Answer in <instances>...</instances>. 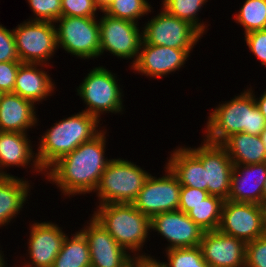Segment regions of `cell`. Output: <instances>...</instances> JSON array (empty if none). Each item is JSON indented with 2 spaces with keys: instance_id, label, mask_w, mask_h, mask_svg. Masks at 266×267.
I'll list each match as a JSON object with an SVG mask.
<instances>
[{
  "instance_id": "cell-1",
  "label": "cell",
  "mask_w": 266,
  "mask_h": 267,
  "mask_svg": "<svg viewBox=\"0 0 266 267\" xmlns=\"http://www.w3.org/2000/svg\"><path fill=\"white\" fill-rule=\"evenodd\" d=\"M92 140L79 145L60 158L46 172L45 178L67 198L92 194L111 158L106 155V129Z\"/></svg>"
},
{
  "instance_id": "cell-2",
  "label": "cell",
  "mask_w": 266,
  "mask_h": 267,
  "mask_svg": "<svg viewBox=\"0 0 266 267\" xmlns=\"http://www.w3.org/2000/svg\"><path fill=\"white\" fill-rule=\"evenodd\" d=\"M207 116L204 139L221 144L235 133L245 132L261 135L266 128L265 117L261 114L254 100V94L247 88L230 101H222Z\"/></svg>"
},
{
  "instance_id": "cell-3",
  "label": "cell",
  "mask_w": 266,
  "mask_h": 267,
  "mask_svg": "<svg viewBox=\"0 0 266 267\" xmlns=\"http://www.w3.org/2000/svg\"><path fill=\"white\" fill-rule=\"evenodd\" d=\"M100 125L96 117L83 111L53 123L39 138L36 150L37 160L44 172L79 145L97 136L103 129Z\"/></svg>"
},
{
  "instance_id": "cell-4",
  "label": "cell",
  "mask_w": 266,
  "mask_h": 267,
  "mask_svg": "<svg viewBox=\"0 0 266 267\" xmlns=\"http://www.w3.org/2000/svg\"><path fill=\"white\" fill-rule=\"evenodd\" d=\"M95 206L96 211L91 216L120 246L130 254L133 253L136 259H155V256L146 255L142 251L149 240L147 238L151 237L150 217L141 213L133 204L106 203Z\"/></svg>"
},
{
  "instance_id": "cell-5",
  "label": "cell",
  "mask_w": 266,
  "mask_h": 267,
  "mask_svg": "<svg viewBox=\"0 0 266 267\" xmlns=\"http://www.w3.org/2000/svg\"><path fill=\"white\" fill-rule=\"evenodd\" d=\"M145 168L131 160L112 158L101 175L94 191L98 204L126 203L132 204L150 175Z\"/></svg>"
},
{
  "instance_id": "cell-6",
  "label": "cell",
  "mask_w": 266,
  "mask_h": 267,
  "mask_svg": "<svg viewBox=\"0 0 266 267\" xmlns=\"http://www.w3.org/2000/svg\"><path fill=\"white\" fill-rule=\"evenodd\" d=\"M118 81L120 80L117 79L116 74L106 67L96 66L91 69L76 88L77 95L86 105L85 110L82 111L96 117L99 121H102L101 115L106 113L123 114L124 91Z\"/></svg>"
},
{
  "instance_id": "cell-7",
  "label": "cell",
  "mask_w": 266,
  "mask_h": 267,
  "mask_svg": "<svg viewBox=\"0 0 266 267\" xmlns=\"http://www.w3.org/2000/svg\"><path fill=\"white\" fill-rule=\"evenodd\" d=\"M57 47L78 59L100 56V28L98 18L60 17L55 22ZM57 24V25H56Z\"/></svg>"
},
{
  "instance_id": "cell-8",
  "label": "cell",
  "mask_w": 266,
  "mask_h": 267,
  "mask_svg": "<svg viewBox=\"0 0 266 267\" xmlns=\"http://www.w3.org/2000/svg\"><path fill=\"white\" fill-rule=\"evenodd\" d=\"M13 34L21 63L50 66L58 50L54 22L25 20L13 29Z\"/></svg>"
},
{
  "instance_id": "cell-9",
  "label": "cell",
  "mask_w": 266,
  "mask_h": 267,
  "mask_svg": "<svg viewBox=\"0 0 266 267\" xmlns=\"http://www.w3.org/2000/svg\"><path fill=\"white\" fill-rule=\"evenodd\" d=\"M142 26L143 42L150 45L193 50L203 37L191 23L169 14L163 8Z\"/></svg>"
},
{
  "instance_id": "cell-10",
  "label": "cell",
  "mask_w": 266,
  "mask_h": 267,
  "mask_svg": "<svg viewBox=\"0 0 266 267\" xmlns=\"http://www.w3.org/2000/svg\"><path fill=\"white\" fill-rule=\"evenodd\" d=\"M98 19L100 28V57L105 52L118 59H131V66L136 62L143 43V30L139 24L114 18L102 11ZM141 30V31H140Z\"/></svg>"
},
{
  "instance_id": "cell-11",
  "label": "cell",
  "mask_w": 266,
  "mask_h": 267,
  "mask_svg": "<svg viewBox=\"0 0 266 267\" xmlns=\"http://www.w3.org/2000/svg\"><path fill=\"white\" fill-rule=\"evenodd\" d=\"M196 148H186L202 163L206 176V191L228 200L231 185V175L234 164L226 149L221 144L208 142L203 138Z\"/></svg>"
},
{
  "instance_id": "cell-12",
  "label": "cell",
  "mask_w": 266,
  "mask_h": 267,
  "mask_svg": "<svg viewBox=\"0 0 266 267\" xmlns=\"http://www.w3.org/2000/svg\"><path fill=\"white\" fill-rule=\"evenodd\" d=\"M164 168L165 174L162 177L152 176V174L148 176L132 203L141 213L150 218L179 208L181 184L166 165Z\"/></svg>"
},
{
  "instance_id": "cell-13",
  "label": "cell",
  "mask_w": 266,
  "mask_h": 267,
  "mask_svg": "<svg viewBox=\"0 0 266 267\" xmlns=\"http://www.w3.org/2000/svg\"><path fill=\"white\" fill-rule=\"evenodd\" d=\"M218 230L245 243L265 235L260 204L225 200Z\"/></svg>"
},
{
  "instance_id": "cell-14",
  "label": "cell",
  "mask_w": 266,
  "mask_h": 267,
  "mask_svg": "<svg viewBox=\"0 0 266 267\" xmlns=\"http://www.w3.org/2000/svg\"><path fill=\"white\" fill-rule=\"evenodd\" d=\"M29 238L27 239V258L20 266L12 267H52L55 258L60 252L67 235L62 227L52 221L35 222L30 224ZM66 233V234H65Z\"/></svg>"
},
{
  "instance_id": "cell-15",
  "label": "cell",
  "mask_w": 266,
  "mask_h": 267,
  "mask_svg": "<svg viewBox=\"0 0 266 267\" xmlns=\"http://www.w3.org/2000/svg\"><path fill=\"white\" fill-rule=\"evenodd\" d=\"M88 224V225H87ZM87 239L91 267H133L136 258L101 226L92 216L80 229Z\"/></svg>"
},
{
  "instance_id": "cell-16",
  "label": "cell",
  "mask_w": 266,
  "mask_h": 267,
  "mask_svg": "<svg viewBox=\"0 0 266 267\" xmlns=\"http://www.w3.org/2000/svg\"><path fill=\"white\" fill-rule=\"evenodd\" d=\"M151 232H157L168 244L164 250L200 245L205 231L180 210L159 213L150 218Z\"/></svg>"
},
{
  "instance_id": "cell-17",
  "label": "cell",
  "mask_w": 266,
  "mask_h": 267,
  "mask_svg": "<svg viewBox=\"0 0 266 267\" xmlns=\"http://www.w3.org/2000/svg\"><path fill=\"white\" fill-rule=\"evenodd\" d=\"M193 50L170 48L166 46L142 43L136 62L130 66L147 78L162 79L171 73L179 71L188 60Z\"/></svg>"
},
{
  "instance_id": "cell-18",
  "label": "cell",
  "mask_w": 266,
  "mask_h": 267,
  "mask_svg": "<svg viewBox=\"0 0 266 267\" xmlns=\"http://www.w3.org/2000/svg\"><path fill=\"white\" fill-rule=\"evenodd\" d=\"M209 267H245L246 243L221 231H205L199 245Z\"/></svg>"
},
{
  "instance_id": "cell-19",
  "label": "cell",
  "mask_w": 266,
  "mask_h": 267,
  "mask_svg": "<svg viewBox=\"0 0 266 267\" xmlns=\"http://www.w3.org/2000/svg\"><path fill=\"white\" fill-rule=\"evenodd\" d=\"M28 134L0 131V169L5 176H12V174L7 173V167V169L14 166L30 169L31 166L33 173L38 175L41 173L45 177V172L39 165Z\"/></svg>"
},
{
  "instance_id": "cell-20",
  "label": "cell",
  "mask_w": 266,
  "mask_h": 267,
  "mask_svg": "<svg viewBox=\"0 0 266 267\" xmlns=\"http://www.w3.org/2000/svg\"><path fill=\"white\" fill-rule=\"evenodd\" d=\"M266 182V162L234 165L228 200L260 204Z\"/></svg>"
},
{
  "instance_id": "cell-21",
  "label": "cell",
  "mask_w": 266,
  "mask_h": 267,
  "mask_svg": "<svg viewBox=\"0 0 266 267\" xmlns=\"http://www.w3.org/2000/svg\"><path fill=\"white\" fill-rule=\"evenodd\" d=\"M48 67L49 65L45 64L22 63L17 72L13 93L35 105L42 104V101L52 96L56 89L54 80L44 69Z\"/></svg>"
},
{
  "instance_id": "cell-22",
  "label": "cell",
  "mask_w": 266,
  "mask_h": 267,
  "mask_svg": "<svg viewBox=\"0 0 266 267\" xmlns=\"http://www.w3.org/2000/svg\"><path fill=\"white\" fill-rule=\"evenodd\" d=\"M35 104L15 93L0 97V131L28 133L38 126Z\"/></svg>"
},
{
  "instance_id": "cell-23",
  "label": "cell",
  "mask_w": 266,
  "mask_h": 267,
  "mask_svg": "<svg viewBox=\"0 0 266 267\" xmlns=\"http://www.w3.org/2000/svg\"><path fill=\"white\" fill-rule=\"evenodd\" d=\"M24 178L12 175L0 179V228L17 218L24 204L28 203L33 185Z\"/></svg>"
},
{
  "instance_id": "cell-24",
  "label": "cell",
  "mask_w": 266,
  "mask_h": 267,
  "mask_svg": "<svg viewBox=\"0 0 266 267\" xmlns=\"http://www.w3.org/2000/svg\"><path fill=\"white\" fill-rule=\"evenodd\" d=\"M170 153L165 165L177 177L181 186L206 191L205 169L202 163L186 148V145H178Z\"/></svg>"
},
{
  "instance_id": "cell-25",
  "label": "cell",
  "mask_w": 266,
  "mask_h": 267,
  "mask_svg": "<svg viewBox=\"0 0 266 267\" xmlns=\"http://www.w3.org/2000/svg\"><path fill=\"white\" fill-rule=\"evenodd\" d=\"M221 145L226 149L234 165L266 162V147L260 135L235 133L226 138Z\"/></svg>"
},
{
  "instance_id": "cell-26",
  "label": "cell",
  "mask_w": 266,
  "mask_h": 267,
  "mask_svg": "<svg viewBox=\"0 0 266 267\" xmlns=\"http://www.w3.org/2000/svg\"><path fill=\"white\" fill-rule=\"evenodd\" d=\"M74 233L71 237L66 235L52 267H91L87 239L80 230Z\"/></svg>"
},
{
  "instance_id": "cell-27",
  "label": "cell",
  "mask_w": 266,
  "mask_h": 267,
  "mask_svg": "<svg viewBox=\"0 0 266 267\" xmlns=\"http://www.w3.org/2000/svg\"><path fill=\"white\" fill-rule=\"evenodd\" d=\"M225 200L209 195L198 205L194 206L187 215L204 231L217 230L221 222L222 207Z\"/></svg>"
},
{
  "instance_id": "cell-28",
  "label": "cell",
  "mask_w": 266,
  "mask_h": 267,
  "mask_svg": "<svg viewBox=\"0 0 266 267\" xmlns=\"http://www.w3.org/2000/svg\"><path fill=\"white\" fill-rule=\"evenodd\" d=\"M161 7L169 14L188 21L196 27L203 35L206 34L209 24H205L199 20V12H201L208 0H162Z\"/></svg>"
},
{
  "instance_id": "cell-29",
  "label": "cell",
  "mask_w": 266,
  "mask_h": 267,
  "mask_svg": "<svg viewBox=\"0 0 266 267\" xmlns=\"http://www.w3.org/2000/svg\"><path fill=\"white\" fill-rule=\"evenodd\" d=\"M239 9L233 19L243 27V35L266 29V0H245Z\"/></svg>"
},
{
  "instance_id": "cell-30",
  "label": "cell",
  "mask_w": 266,
  "mask_h": 267,
  "mask_svg": "<svg viewBox=\"0 0 266 267\" xmlns=\"http://www.w3.org/2000/svg\"><path fill=\"white\" fill-rule=\"evenodd\" d=\"M152 10L147 0H113L103 12L111 17L139 24V19L153 13Z\"/></svg>"
},
{
  "instance_id": "cell-31",
  "label": "cell",
  "mask_w": 266,
  "mask_h": 267,
  "mask_svg": "<svg viewBox=\"0 0 266 267\" xmlns=\"http://www.w3.org/2000/svg\"><path fill=\"white\" fill-rule=\"evenodd\" d=\"M167 261L155 260L162 267H209L199 246L192 248H173L165 250Z\"/></svg>"
},
{
  "instance_id": "cell-32",
  "label": "cell",
  "mask_w": 266,
  "mask_h": 267,
  "mask_svg": "<svg viewBox=\"0 0 266 267\" xmlns=\"http://www.w3.org/2000/svg\"><path fill=\"white\" fill-rule=\"evenodd\" d=\"M34 17L30 21L55 22L62 17V0H27Z\"/></svg>"
},
{
  "instance_id": "cell-33",
  "label": "cell",
  "mask_w": 266,
  "mask_h": 267,
  "mask_svg": "<svg viewBox=\"0 0 266 267\" xmlns=\"http://www.w3.org/2000/svg\"><path fill=\"white\" fill-rule=\"evenodd\" d=\"M99 11L96 0H62V17L100 18Z\"/></svg>"
},
{
  "instance_id": "cell-34",
  "label": "cell",
  "mask_w": 266,
  "mask_h": 267,
  "mask_svg": "<svg viewBox=\"0 0 266 267\" xmlns=\"http://www.w3.org/2000/svg\"><path fill=\"white\" fill-rule=\"evenodd\" d=\"M245 267H266V234L246 243Z\"/></svg>"
},
{
  "instance_id": "cell-35",
  "label": "cell",
  "mask_w": 266,
  "mask_h": 267,
  "mask_svg": "<svg viewBox=\"0 0 266 267\" xmlns=\"http://www.w3.org/2000/svg\"><path fill=\"white\" fill-rule=\"evenodd\" d=\"M1 62H20L13 29H7L0 24V63Z\"/></svg>"
},
{
  "instance_id": "cell-36",
  "label": "cell",
  "mask_w": 266,
  "mask_h": 267,
  "mask_svg": "<svg viewBox=\"0 0 266 267\" xmlns=\"http://www.w3.org/2000/svg\"><path fill=\"white\" fill-rule=\"evenodd\" d=\"M244 41L250 53L260 61L261 65L266 66V29L255 30L244 35Z\"/></svg>"
},
{
  "instance_id": "cell-37",
  "label": "cell",
  "mask_w": 266,
  "mask_h": 267,
  "mask_svg": "<svg viewBox=\"0 0 266 267\" xmlns=\"http://www.w3.org/2000/svg\"><path fill=\"white\" fill-rule=\"evenodd\" d=\"M208 196L209 193L207 191L188 186H181L178 210L187 214L194 208V206L201 203Z\"/></svg>"
},
{
  "instance_id": "cell-38",
  "label": "cell",
  "mask_w": 266,
  "mask_h": 267,
  "mask_svg": "<svg viewBox=\"0 0 266 267\" xmlns=\"http://www.w3.org/2000/svg\"><path fill=\"white\" fill-rule=\"evenodd\" d=\"M21 62L0 63V91L12 93L15 87V79Z\"/></svg>"
},
{
  "instance_id": "cell-39",
  "label": "cell",
  "mask_w": 266,
  "mask_h": 267,
  "mask_svg": "<svg viewBox=\"0 0 266 267\" xmlns=\"http://www.w3.org/2000/svg\"><path fill=\"white\" fill-rule=\"evenodd\" d=\"M247 88L252 92V94H254V100H255L256 106L258 107L259 111L265 117V120H266V89L259 98L258 97L256 98L255 97L256 95H255V92L252 86L250 85V87H247Z\"/></svg>"
},
{
  "instance_id": "cell-40",
  "label": "cell",
  "mask_w": 266,
  "mask_h": 267,
  "mask_svg": "<svg viewBox=\"0 0 266 267\" xmlns=\"http://www.w3.org/2000/svg\"><path fill=\"white\" fill-rule=\"evenodd\" d=\"M133 267H162L155 259H137Z\"/></svg>"
},
{
  "instance_id": "cell-41",
  "label": "cell",
  "mask_w": 266,
  "mask_h": 267,
  "mask_svg": "<svg viewBox=\"0 0 266 267\" xmlns=\"http://www.w3.org/2000/svg\"><path fill=\"white\" fill-rule=\"evenodd\" d=\"M113 0H96L98 7L103 11L107 8Z\"/></svg>"
},
{
  "instance_id": "cell-42",
  "label": "cell",
  "mask_w": 266,
  "mask_h": 267,
  "mask_svg": "<svg viewBox=\"0 0 266 267\" xmlns=\"http://www.w3.org/2000/svg\"><path fill=\"white\" fill-rule=\"evenodd\" d=\"M261 211H262V218H263V224L266 230V200H263L260 203Z\"/></svg>"
},
{
  "instance_id": "cell-43",
  "label": "cell",
  "mask_w": 266,
  "mask_h": 267,
  "mask_svg": "<svg viewBox=\"0 0 266 267\" xmlns=\"http://www.w3.org/2000/svg\"><path fill=\"white\" fill-rule=\"evenodd\" d=\"M3 252L4 251H2V248H1V250H0V267H8V266H6V265H8V263H7V261H5L6 255H4Z\"/></svg>"
},
{
  "instance_id": "cell-44",
  "label": "cell",
  "mask_w": 266,
  "mask_h": 267,
  "mask_svg": "<svg viewBox=\"0 0 266 267\" xmlns=\"http://www.w3.org/2000/svg\"><path fill=\"white\" fill-rule=\"evenodd\" d=\"M260 136H261L262 141H263V143H264V145L266 147V128L262 131Z\"/></svg>"
},
{
  "instance_id": "cell-45",
  "label": "cell",
  "mask_w": 266,
  "mask_h": 267,
  "mask_svg": "<svg viewBox=\"0 0 266 267\" xmlns=\"http://www.w3.org/2000/svg\"><path fill=\"white\" fill-rule=\"evenodd\" d=\"M263 200H266V182H265L264 188H263Z\"/></svg>"
},
{
  "instance_id": "cell-46",
  "label": "cell",
  "mask_w": 266,
  "mask_h": 267,
  "mask_svg": "<svg viewBox=\"0 0 266 267\" xmlns=\"http://www.w3.org/2000/svg\"><path fill=\"white\" fill-rule=\"evenodd\" d=\"M5 177V175L3 174V172L1 171V169H0V179H2V178H4Z\"/></svg>"
}]
</instances>
